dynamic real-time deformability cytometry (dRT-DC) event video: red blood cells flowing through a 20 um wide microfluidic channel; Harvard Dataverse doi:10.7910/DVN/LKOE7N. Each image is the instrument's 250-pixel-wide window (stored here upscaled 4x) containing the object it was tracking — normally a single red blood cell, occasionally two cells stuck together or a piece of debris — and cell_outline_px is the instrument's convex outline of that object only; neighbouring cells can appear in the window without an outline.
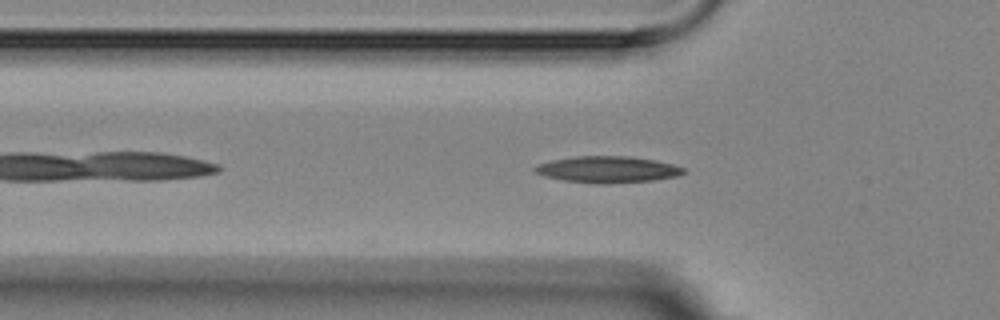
{"species": "Egyptian fruit bat (a non-hibernating species)", "species_latin": "Rousettus aegyptiacus", "temperature_condition": "room temperature", "stored_images_in_passage": 15, "camera_frame_rate_fps": 3000, "um_per_image_px": 0.085, "animal": {"sex": "female"}, "frame": {"image": 1, "passage_image": 5, "time_ms": 4.667, "image_size_px": [1000, 320], "cell_outline_px": [[684, 172], [676, 176], [652, 180], [604, 184], [592, 184], [564, 180], [544, 176], [536, 172], [532, 168], [540, 164], [552, 160], [576, 156], [628, 156], [656, 160], [672, 164], [684, 168]], "centroid_in_image_um": [51.63, 14.4], "position_along_channel_um": 74.2, "area_um2": 22.77}}
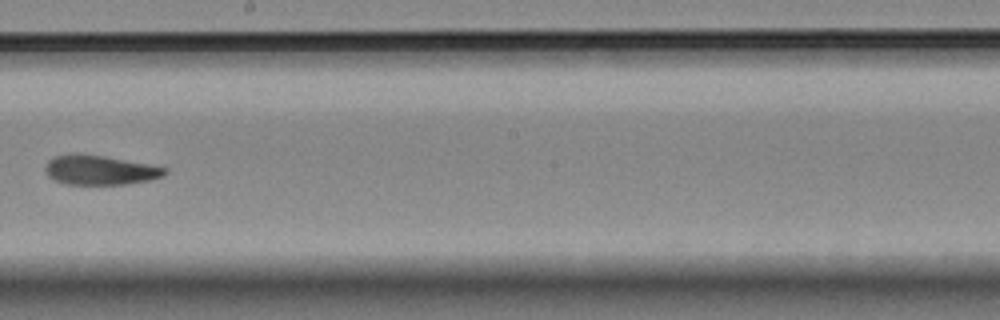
{"frame": {"image": 2, "passage_image": 9, "time_ms": 9.333, "image_size_px": [1000, 320], "cell_outline_px": [[168, 172], [164, 176], [148, 180], [124, 184], [68, 184], [56, 180], [48, 176], [44, 168], [48, 160], [56, 156], [72, 152], [80, 152], [104, 156], [148, 164], [168, 168]], "centroid_in_image_um": [8.48, 14.43], "position_along_channel_um": 239.7, "area_um2": 20.63}}
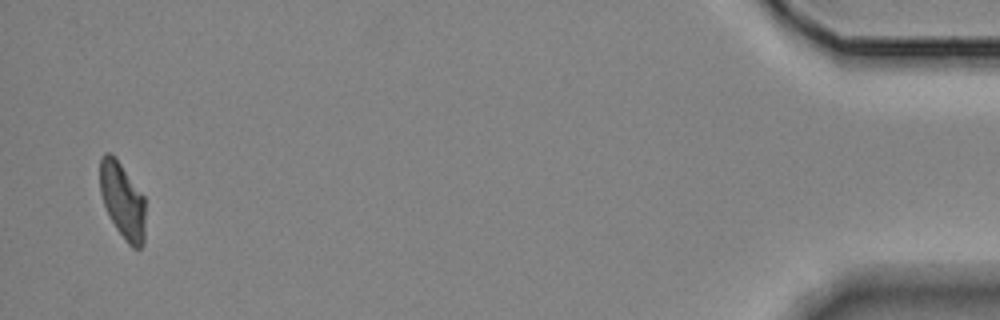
{"frame": {"image": 3, "passage_image": 15, "time_ms": 17.0, "image_size_px": [1000, 320], "cell_outline_px": [[144, 244], [140, 248], [132, 248], [124, 240], [116, 228], [104, 204], [100, 192], [100, 156], [104, 152], [108, 152], [120, 164], [144, 196]], "centroid_in_image_um": [10.41, 17.08], "position_along_channel_um": 424.8, "area_um2": 19.77}, "authors_computed_cell_mechanics": {"area_um2": 20.9814, "velocity_mm_per_s": 3.5341, "shape_relaxation_time_tau1_ms": 9.4513, "shape_relaxation_time_tau2_ms": 5.7415, "deformation_change_tau1": 0.2213, "deformation_change_tau2": 0.1438}}